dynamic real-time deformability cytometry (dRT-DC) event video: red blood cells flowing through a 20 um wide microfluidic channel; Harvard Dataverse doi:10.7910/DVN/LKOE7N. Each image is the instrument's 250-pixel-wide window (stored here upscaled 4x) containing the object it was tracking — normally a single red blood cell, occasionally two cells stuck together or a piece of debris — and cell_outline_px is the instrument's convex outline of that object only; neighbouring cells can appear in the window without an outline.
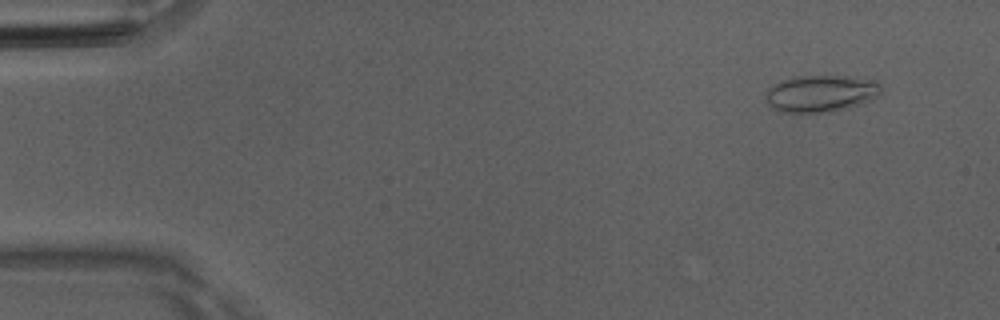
{"species": "Egyptian fruit bat (a non-hibernating species)", "species_latin": "Rousettus aegyptiacus", "temperature_condition": "room temperature", "stored_images_in_passage": 28, "camera_frame_rate_fps": 3000, "um_per_image_px": 0.085, "animal": {"sex": "male"}, "frame": {"image": 1, "passage_image": 5, "time_ms": 1.333, "image_size_px": [1000, 320], "cell_outline_px": [[884, 88], [872, 100], [848, 108], [832, 112], [780, 112], [772, 108], [768, 104], [764, 92], [772, 84], [784, 80], [800, 76], [844, 76], [864, 80], [880, 84]], "centroid_in_image_um": [69.72, 7.97], "position_along_channel_um": 15.3, "area_um2": 24.62}}